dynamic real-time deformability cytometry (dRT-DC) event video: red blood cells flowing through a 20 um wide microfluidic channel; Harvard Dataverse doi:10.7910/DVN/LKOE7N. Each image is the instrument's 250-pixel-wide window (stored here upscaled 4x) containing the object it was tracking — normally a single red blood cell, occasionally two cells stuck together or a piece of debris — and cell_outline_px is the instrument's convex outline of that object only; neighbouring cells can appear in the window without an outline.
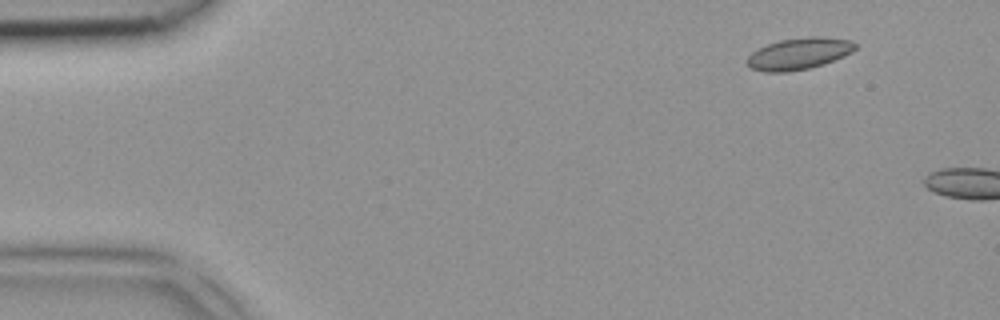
{"species": "common noctule bat (a hibernating species)", "species_latin": "Nyctalus noctula", "temperature_condition": "room temperature", "stored_images_in_passage": 3, "camera_frame_rate_fps": 3000, "um_per_image_px": 0.085, "animal": {"sex": "female", "body_mass_g": 18.4}, "frame": {"image": 1, "passage_image": 2, "time_ms": 0.333, "image_size_px": [1000, 320], "cell_outline_px": [[856, 48], [852, 52], [844, 56], [824, 64], [808, 68], [788, 72], [764, 72], [752, 68], [744, 60], [752, 52], [768, 44], [780, 40], [812, 36], [820, 36], [852, 40], [856, 44]], "centroid_in_image_um": [67.92, 4.56], "position_along_channel_um": 17.1, "area_um2": 19.94}}